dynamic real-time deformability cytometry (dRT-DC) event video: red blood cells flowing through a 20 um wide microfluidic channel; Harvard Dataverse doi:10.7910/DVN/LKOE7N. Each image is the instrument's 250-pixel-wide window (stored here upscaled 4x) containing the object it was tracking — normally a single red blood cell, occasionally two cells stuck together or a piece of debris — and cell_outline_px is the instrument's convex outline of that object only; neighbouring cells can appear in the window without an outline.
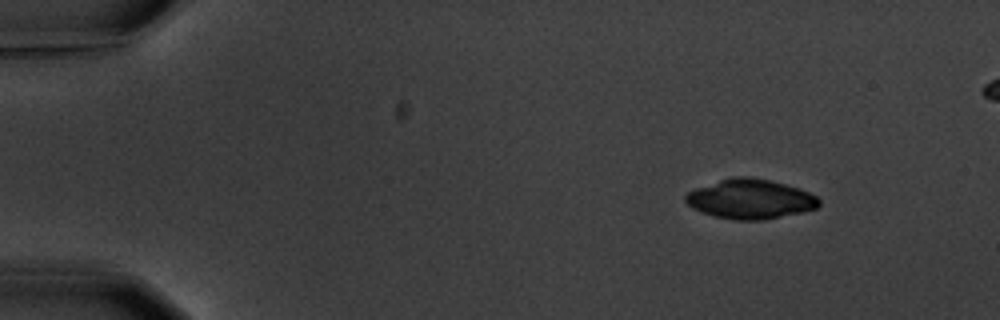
{"species": "common noctule bat (a hibernating species)", "species_latin": "Nyctalus noctula", "temperature_condition": "warm", "stored_images_in_passage": 6, "segment_of_instrument_passage": [1, 2], "camera_frame_rate_fps": 3000, "um_per_image_px": 0.085, "animal": {"sex": "male", "body_mass_g": 20.1, "forearm_length_mm": 53.5}, "frame": {"image": 1, "passage_image": 2, "time_ms": 1.333, "image_size_px": [1000, 320], "cell_outline_px": [[820, 204], [816, 208], [804, 212], [764, 220], [732, 220], [712, 216], [700, 212], [692, 208], [684, 200], [684, 196], [688, 192], [696, 188], [732, 176], [744, 176], [768, 180], [800, 188], [816, 196], [820, 200]], "centroid_in_image_um": [63.76, 16.93], "position_along_channel_um": 21.2, "area_um2": 30.92}}